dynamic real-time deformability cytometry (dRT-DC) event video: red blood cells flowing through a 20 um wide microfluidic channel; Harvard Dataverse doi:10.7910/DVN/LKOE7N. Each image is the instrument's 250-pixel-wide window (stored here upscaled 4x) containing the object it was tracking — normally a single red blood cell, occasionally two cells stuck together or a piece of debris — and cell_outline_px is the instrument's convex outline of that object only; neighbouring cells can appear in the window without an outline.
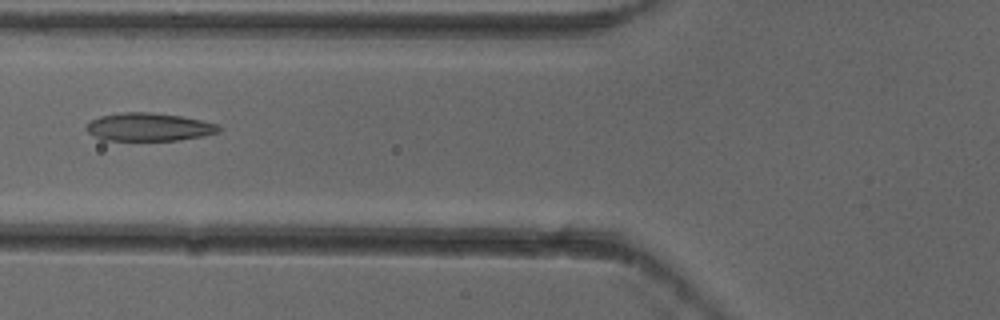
{"species": "common noctule bat (a hibernating species)", "species_latin": "Nyctalus noctula", "temperature_condition": "cold", "stored_images_in_passage": 6, "camera_frame_rate_fps": 3000, "um_per_image_px": 0.085, "animal": {"sex": "female"}, "frame": {"image": 1, "passage_image": 6, "time_ms": 1.667, "image_size_px": [1000, 320], "cell_outline_px": [[224, 128], [220, 132], [204, 136], [176, 140], [104, 140], [88, 132], [84, 128], [88, 120], [100, 116], [124, 112], [152, 112], [180, 116], [220, 124]], "centroid_in_image_um": [12.68, 10.79], "position_along_channel_um": 113.1, "area_um2": 21.85}}